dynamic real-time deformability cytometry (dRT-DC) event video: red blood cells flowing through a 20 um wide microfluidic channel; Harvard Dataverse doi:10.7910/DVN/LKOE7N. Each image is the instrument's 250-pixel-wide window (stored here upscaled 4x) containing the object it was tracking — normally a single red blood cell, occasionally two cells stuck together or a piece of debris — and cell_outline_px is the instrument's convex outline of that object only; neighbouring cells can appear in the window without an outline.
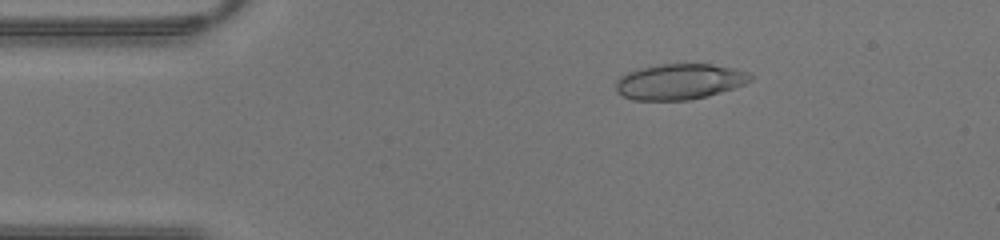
{"species": "human", "species_latin": "Homo sapiens", "temperature_condition": "warm", "stored_images_in_passage": 42, "camera_frame_rate_fps": 3000, "um_per_image_px": 0.085, "donor": {"sex": "male"}, "frame": {"image": 1, "passage_image": 7, "time_ms": 2.0, "image_size_px": [1000, 240], "cell_outline_px": [[752, 80], [744, 84], [708, 96], [688, 100], [632, 100], [616, 92], [616, 80], [620, 76], [628, 72], [640, 68], [660, 64], [712, 64], [752, 72]], "centroid_in_image_um": [57.76, 6.94], "position_along_channel_um": 27.2, "area_um2": 28.03}}
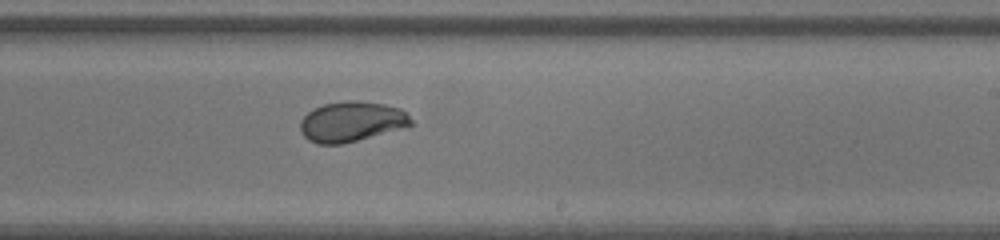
{"frame": {"image": 2, "passage_image": 25, "time_ms": 8.0, "image_size_px": [1000, 240], "cell_outline_px": [[412, 124], [408, 128], [340, 144], [316, 144], [308, 140], [300, 132], [300, 120], [312, 108], [324, 104], [348, 100], [356, 100], [384, 104], [400, 108], [408, 112], [412, 120]], "centroid_in_image_um": [29.91, 10.34], "position_along_channel_um": 259.1, "area_um2": 26.36}}
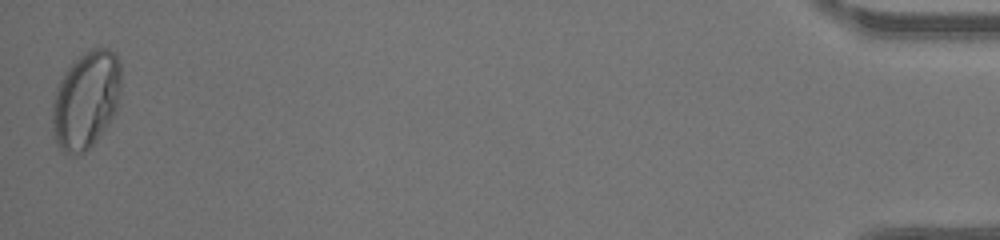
{"frame": {"image": 3, "passage_image": 42, "time_ms": 13.667, "image_size_px": [1000, 240], "cell_outline_px": [[120, 88], [116, 112], [96, 140], [84, 152], [64, 152], [56, 144], [52, 132], [52, 104], [56, 88], [64, 72], [84, 52], [92, 48], [108, 48], [116, 56], [120, 64]], "centroid_in_image_um": [7.29, 8.48], "position_along_channel_um": 427.9, "area_um2": 38.73}}